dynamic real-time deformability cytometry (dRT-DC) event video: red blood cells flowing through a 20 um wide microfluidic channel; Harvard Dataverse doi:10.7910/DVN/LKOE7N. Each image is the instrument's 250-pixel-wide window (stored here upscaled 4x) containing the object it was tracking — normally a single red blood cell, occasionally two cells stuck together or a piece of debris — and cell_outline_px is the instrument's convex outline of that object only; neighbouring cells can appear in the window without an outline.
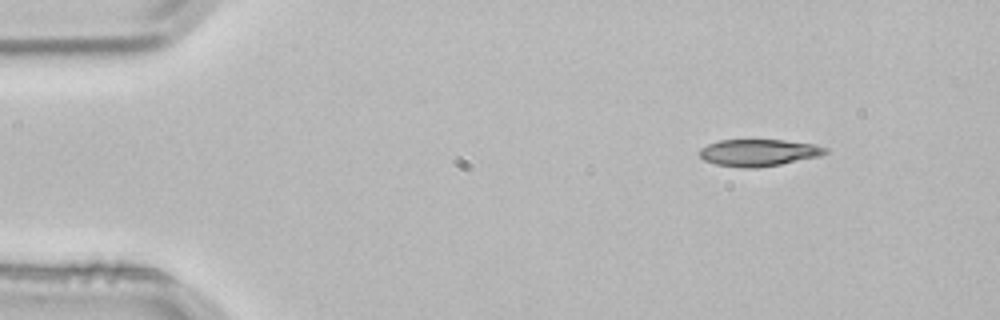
{"species": "common noctule bat (a hibernating species)", "species_latin": "Nyctalus noctula", "temperature_condition": "room temperature", "stored_images_in_passage": 3, "camera_frame_rate_fps": 3000, "um_per_image_px": 0.085, "animal": {"sex": "male", "body_mass_g": 21.5, "forearm_length_mm": 52.0}, "frame": {"image": 1, "passage_image": 1, "time_ms": 0.0, "image_size_px": [1000, 320], "cell_outline_px": [[828, 152], [820, 156], [780, 164], [756, 168], [740, 168], [716, 164], [704, 160], [700, 156], [700, 148], [708, 144], [720, 140], [784, 140], [816, 144], [828, 148]], "centroid_in_image_um": [64.5, 12.97], "position_along_channel_um": 20.5, "area_um2": 19.77}}
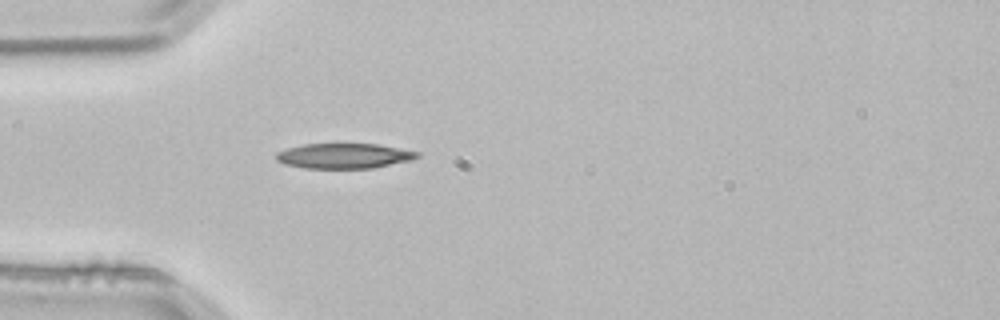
{"frame": {"image": 2, "passage_image": 3, "time_ms": 0.667, "image_size_px": [1000, 320], "cell_outline_px": [[420, 156], [412, 160], [372, 168], [304, 168], [284, 164], [276, 160], [276, 152], [288, 148], [304, 144], [376, 144], [420, 152]], "centroid_in_image_um": [29.24, 13.25], "position_along_channel_um": 55.8, "area_um2": 20.58}}